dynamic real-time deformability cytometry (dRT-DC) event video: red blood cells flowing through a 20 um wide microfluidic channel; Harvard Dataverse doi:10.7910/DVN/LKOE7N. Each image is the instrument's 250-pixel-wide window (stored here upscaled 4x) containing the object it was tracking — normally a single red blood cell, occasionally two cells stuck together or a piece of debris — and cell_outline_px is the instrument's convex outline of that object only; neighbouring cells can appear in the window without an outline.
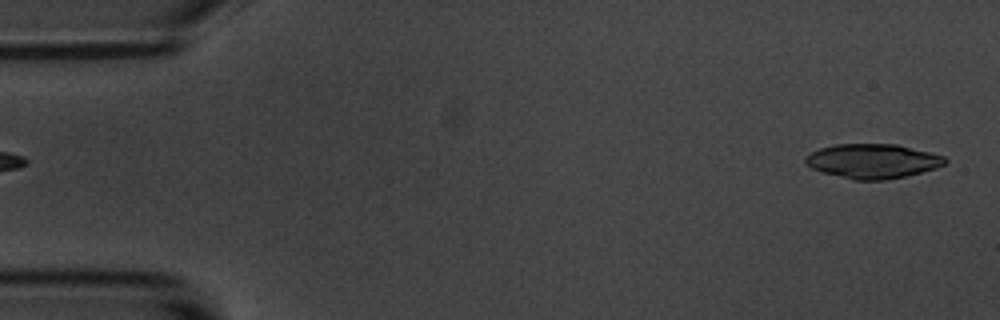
{"species": "common noctule bat (a hibernating species)", "species_latin": "Nyctalus noctula", "temperature_condition": "room temperature", "stored_images_in_passage": 3, "segment_of_instrument_passage": [2, 2], "camera_frame_rate_fps": 3000, "um_per_image_px": 0.085, "animal": {"sex": "male", "body_mass_g": 20.1, "forearm_length_mm": 53.5}, "frame": {"image": 1, "passage_image": 3, "time_ms": 2.333, "image_size_px": [1000, 320], "cell_outline_px": [[948, 160], [944, 164], [936, 168], [888, 180], [852, 180], [824, 172], [812, 168], [804, 164], [804, 156], [820, 148], [836, 144], [896, 144], [944, 156]], "centroid_in_image_um": [74.14, 13.69], "position_along_channel_um": 10.9, "area_um2": 27.92}}